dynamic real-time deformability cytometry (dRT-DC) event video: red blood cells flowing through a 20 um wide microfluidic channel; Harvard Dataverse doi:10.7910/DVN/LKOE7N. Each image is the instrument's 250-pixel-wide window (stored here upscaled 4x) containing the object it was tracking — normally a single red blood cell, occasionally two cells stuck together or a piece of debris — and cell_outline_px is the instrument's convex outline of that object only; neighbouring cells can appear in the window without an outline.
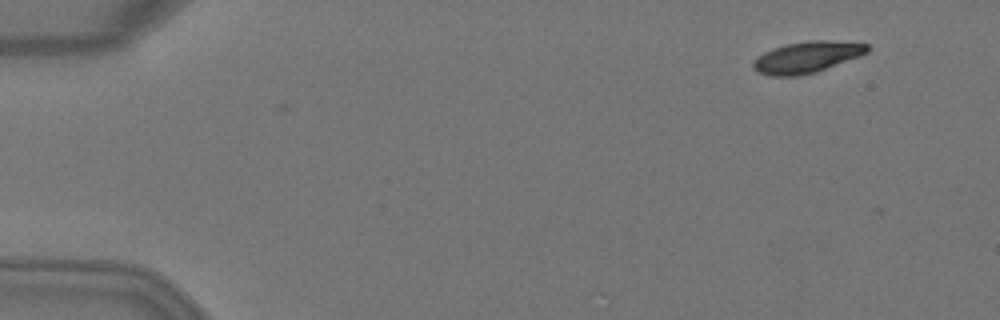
{"species": "Egyptian fruit bat (a non-hibernating species)", "species_latin": "Rousettus aegyptiacus", "temperature_condition": "warm", "stored_images_in_passage": 5, "segment_of_instrument_passage": [1, 2], "camera_frame_rate_fps": 3000, "um_per_image_px": 0.085, "animal": {"sex": "female"}, "frame": {"image": 1, "passage_image": 1, "time_ms": 0.0, "image_size_px": [1000, 320], "cell_outline_px": [[868, 52], [860, 56], [816, 72], [796, 76], [768, 76], [756, 72], [752, 68], [752, 60], [756, 56], [772, 48], [788, 44], [808, 40], [828, 40], [868, 44]], "centroid_in_image_um": [68.52, 4.87], "position_along_channel_um": 16.5, "area_um2": 20.98}}
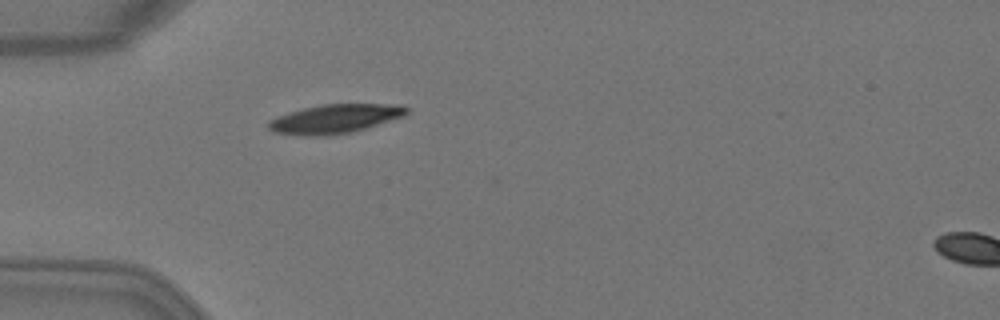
{"frame": {"image": 2, "passage_image": 4, "time_ms": 1.0, "image_size_px": [1000, 320], "cell_outline_px": [[408, 112], [404, 116], [352, 132], [332, 136], [300, 136], [272, 132], [268, 128], [268, 120], [276, 116], [304, 108], [324, 104], [396, 104], [408, 108]], "centroid_in_image_um": [28.42, 10.11], "position_along_channel_um": 56.6, "area_um2": 23.47}}